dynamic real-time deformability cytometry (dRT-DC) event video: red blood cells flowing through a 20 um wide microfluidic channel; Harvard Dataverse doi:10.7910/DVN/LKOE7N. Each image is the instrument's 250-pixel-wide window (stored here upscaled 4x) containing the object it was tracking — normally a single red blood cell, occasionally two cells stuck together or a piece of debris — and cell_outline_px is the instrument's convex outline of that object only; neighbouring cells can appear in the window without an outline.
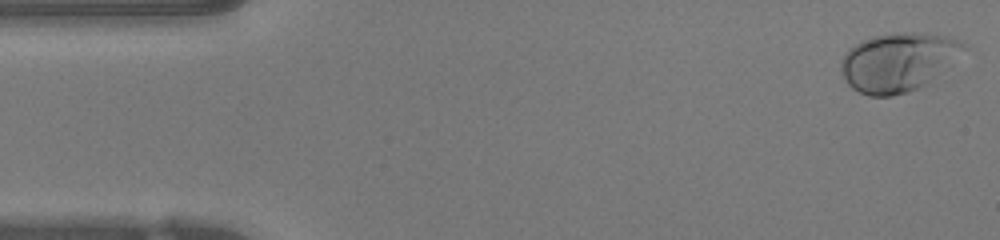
{"species": "human", "species_latin": "Homo sapiens", "temperature_condition": "warm", "stored_images_in_passage": 47, "camera_frame_rate_fps": 3000, "um_per_image_px": 0.085, "donor": {"sex": "female"}, "frame": {"image": 1, "passage_image": 1, "time_ms": 0.0, "image_size_px": [1000, 240], "cell_outline_px": [[968, 48], [928, 84], [908, 92], [892, 96], [868, 96], [852, 88], [848, 84], [840, 68], [840, 60], [856, 44], [864, 40], [876, 36], [912, 32], [916, 32], [944, 36], [968, 44]], "centroid_in_image_um": [76.37, 5.3], "position_along_channel_um": 8.6, "area_um2": 41.5}}
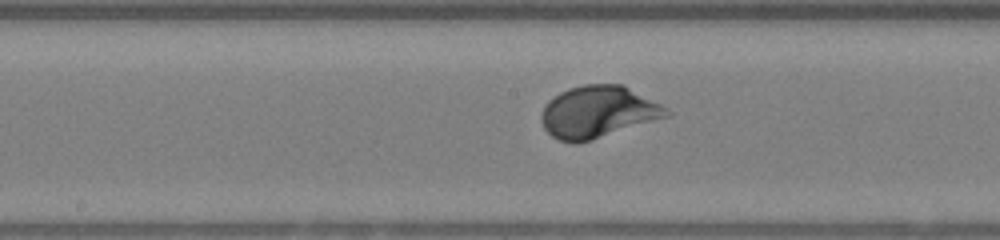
{"frame": {"image": 2, "passage_image": 23, "time_ms": 7.333, "image_size_px": [1000, 240], "cell_outline_px": [[672, 112], [668, 116], [592, 140], [576, 144], [560, 140], [552, 136], [544, 128], [540, 116], [544, 104], [548, 100], [560, 92], [568, 88], [584, 84], [624, 84], [668, 108]], "centroid_in_image_um": [50.82, 9.5], "position_along_channel_um": 197.4, "area_um2": 37.97}}
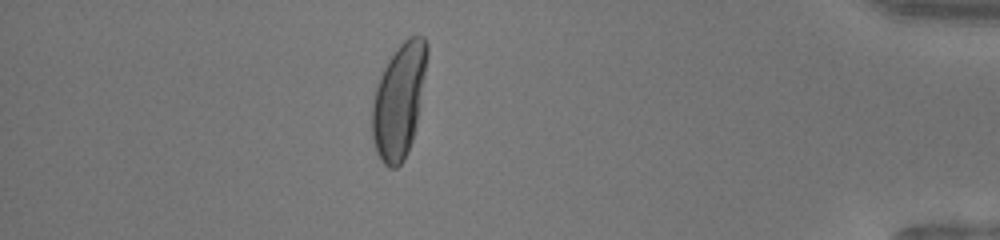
{"frame": {"image": 3, "passage_image": 41, "time_ms": 13.333, "image_size_px": [1000, 240], "cell_outline_px": [[428, 56], [416, 124], [412, 140], [404, 160], [396, 168], [388, 168], [380, 160], [376, 152], [372, 136], [372, 104], [376, 88], [380, 76], [388, 60], [400, 44], [408, 36], [424, 36], [428, 44]], "centroid_in_image_um": [33.91, 8.56], "position_along_channel_um": 401.3, "area_um2": 36.41}, "authors_computed_cell_mechanics": {"area_um2": 36.414, "velocity_mm_per_s": 4.2262, "shape_relaxation_time_tau1_ms": 2.1641, "shape_relaxation_time_tau2_ms": 3.9983, "deformation_change_tau1": 0.168, "deformation_change_tau2": null}}